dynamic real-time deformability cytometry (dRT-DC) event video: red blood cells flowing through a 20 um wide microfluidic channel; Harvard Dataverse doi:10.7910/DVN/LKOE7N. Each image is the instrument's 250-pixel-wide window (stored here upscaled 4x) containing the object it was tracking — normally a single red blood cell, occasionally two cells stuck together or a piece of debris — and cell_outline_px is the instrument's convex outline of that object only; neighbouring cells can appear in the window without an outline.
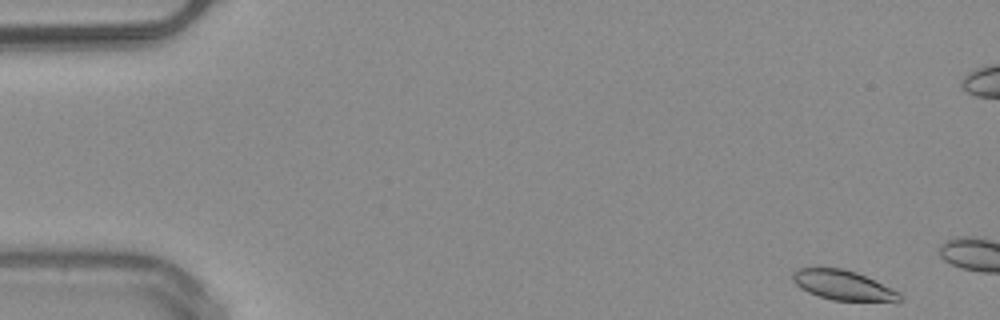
{"species": "common noctule bat (a hibernating species)", "species_latin": "Nyctalus noctula", "temperature_condition": "warm", "stored_images_in_passage": 10, "camera_frame_rate_fps": 3000, "um_per_image_px": 0.085, "animal": {"sex": "male", "body_mass_g": 20.4}, "frame": {"image": 1, "passage_image": 1, "time_ms": 0.0, "image_size_px": [1000, 320], "cell_outline_px": [[904, 300], [896, 304], [832, 300], [808, 292], [800, 288], [792, 280], [792, 272], [800, 268], [840, 268], [856, 272], [900, 292], [904, 296]], "centroid_in_image_um": [71.79, 24.31], "position_along_channel_um": 13.2, "area_um2": 19.19}}